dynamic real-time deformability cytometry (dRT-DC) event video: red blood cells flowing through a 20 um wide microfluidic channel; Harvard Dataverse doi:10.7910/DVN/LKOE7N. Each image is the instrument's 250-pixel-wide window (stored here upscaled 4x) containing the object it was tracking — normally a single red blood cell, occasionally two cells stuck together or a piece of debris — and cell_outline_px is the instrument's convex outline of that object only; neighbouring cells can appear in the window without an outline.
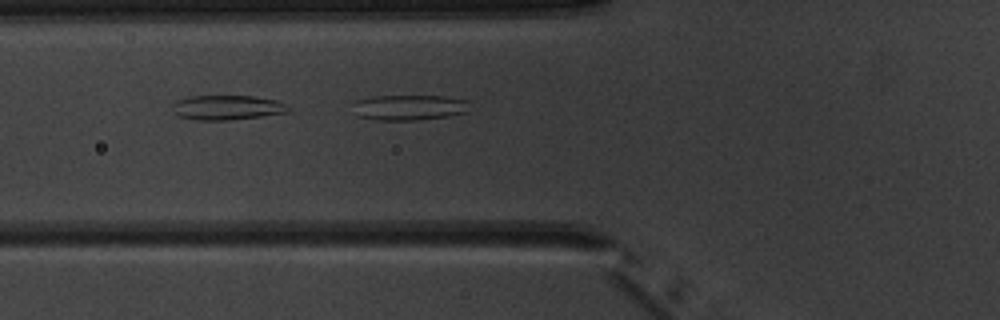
{"species": "common noctule bat (a hibernating species)", "species_latin": "Nyctalus noctula", "temperature_condition": "warm", "stored_images_in_passage": 5, "camera_frame_rate_fps": 3000, "um_per_image_px": 0.085, "animal": {"sex": "male", "body_mass_g": 20.1, "forearm_length_mm": 53.5}, "frame": {"image": 1, "passage_image": 5, "time_ms": 4.667, "image_size_px": [1000, 320], "cell_outline_px": [[468, 112], [448, 116], [416, 120], [376, 120], [360, 116], [356, 100], [372, 96], [444, 96], [468, 100]], "centroid_in_image_um": [34.88, 9.13], "position_along_channel_um": 90.9, "area_um2": 16.94}}